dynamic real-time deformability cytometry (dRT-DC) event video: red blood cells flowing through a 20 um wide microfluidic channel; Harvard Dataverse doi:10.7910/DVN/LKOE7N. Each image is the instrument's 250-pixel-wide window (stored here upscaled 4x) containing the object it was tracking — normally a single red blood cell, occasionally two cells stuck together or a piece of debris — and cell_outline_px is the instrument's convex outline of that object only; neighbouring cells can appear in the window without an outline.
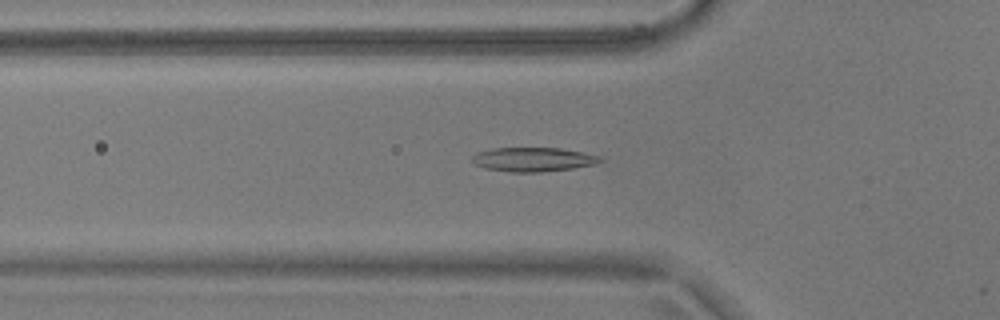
{"species": "common noctule bat (a hibernating species)", "species_latin": "Nyctalus noctula", "temperature_condition": "warm", "stored_images_in_passage": 40, "camera_frame_rate_fps": 3000, "um_per_image_px": 0.085, "animal": {"sex": "male", "body_mass_g": 17.9}, "frame": {"image": 1, "passage_image": 11, "time_ms": 3.333, "image_size_px": [1000, 320], "cell_outline_px": [[604, 160], [596, 164], [572, 168], [540, 172], [508, 172], [484, 168], [476, 164], [472, 160], [472, 156], [476, 152], [492, 148], [560, 148], [600, 156]], "centroid_in_image_um": [45.3, 13.55], "position_along_channel_um": 80.5, "area_um2": 17.98}}
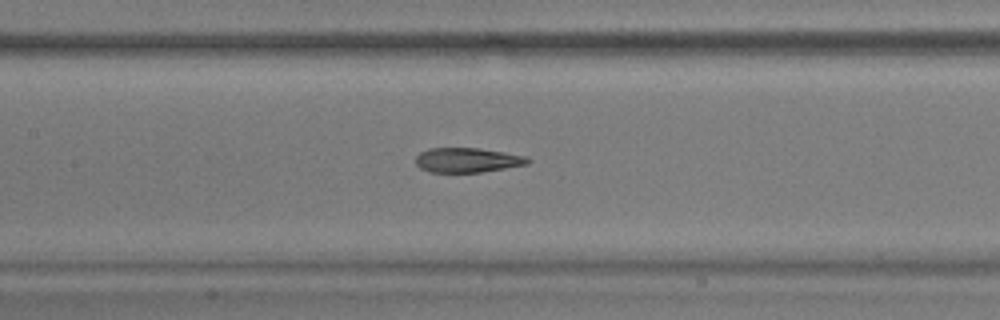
{"frame": {"image": 2, "passage_image": 18, "time_ms": 5.667, "image_size_px": [1000, 320], "cell_outline_px": [[532, 160], [528, 164], [480, 172], [428, 172], [420, 168], [416, 164], [416, 156], [420, 152], [428, 148], [480, 148], [528, 156]], "centroid_in_image_um": [39.73, 13.6], "position_along_channel_um": 167.7, "area_um2": 16.18}}
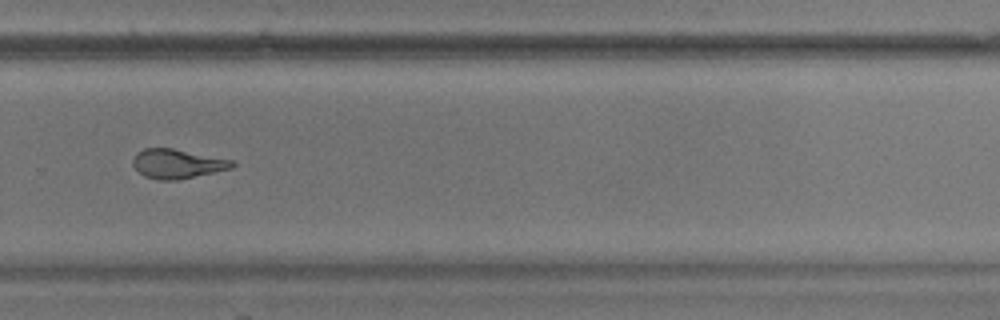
{"frame": {"image": 3, "passage_image": 30, "time_ms": 9.667, "image_size_px": [1000, 320], "cell_outline_px": [[236, 164], [232, 168], [176, 180], [160, 180], [144, 176], [132, 164], [132, 160], [136, 152], [144, 148], [172, 148], [232, 160]], "centroid_in_image_um": [15.04, 13.91], "position_along_channel_um": 314.8, "area_um2": 16.76}, "authors_computed_cell_mechanics": {"area_um2": 17.34, "velocity_mm_per_s": 3.6896, "shape_relaxation_time_tau1_ms": 8.5482, "shape_relaxation_time_tau2_ms": 1.7706, "deformation_change_tau1": 0.225, "deformation_change_tau2": 0.091}}